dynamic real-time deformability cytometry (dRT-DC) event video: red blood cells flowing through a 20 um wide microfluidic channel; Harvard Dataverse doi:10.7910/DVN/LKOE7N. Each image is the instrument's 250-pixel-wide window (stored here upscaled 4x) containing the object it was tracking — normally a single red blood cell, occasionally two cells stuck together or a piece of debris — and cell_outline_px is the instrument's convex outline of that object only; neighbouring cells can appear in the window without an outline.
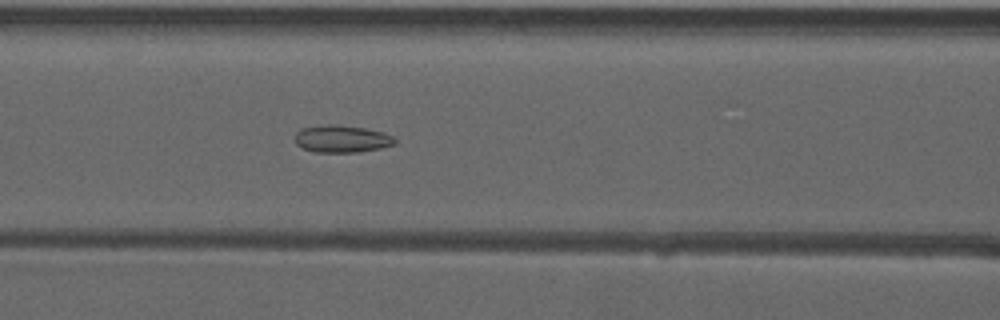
{"species": "common noctule bat (a hibernating species)", "species_latin": "Nyctalus noctula", "temperature_condition": "warm", "stored_images_in_passage": 41, "camera_frame_rate_fps": 3000, "um_per_image_px": 0.085, "animal": {"sex": "male", "forearm_length_mm": 52.5}, "frame": {"image": 1, "passage_image": 12, "time_ms": 3.667, "image_size_px": [1000, 320], "cell_outline_px": [[396, 144], [380, 148], [360, 152], [316, 152], [304, 148], [296, 144], [292, 140], [296, 132], [300, 128], [328, 124], [336, 124], [364, 128], [384, 132], [392, 136], [396, 140]], "centroid_in_image_um": [29.02, 11.8], "position_along_channel_um": 137.6, "area_um2": 16.07}}
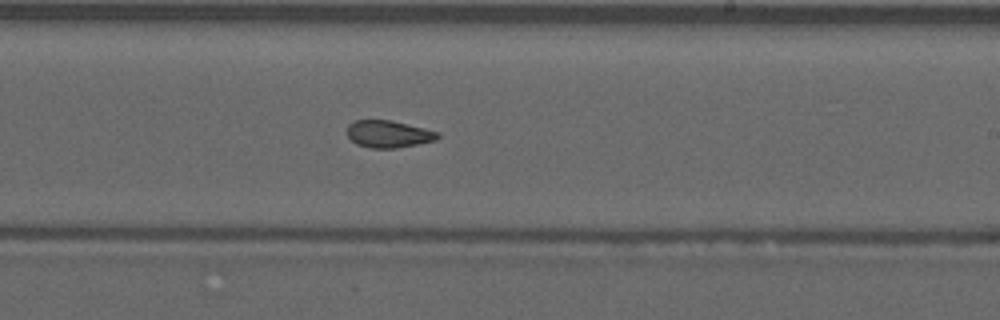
{"frame": {"image": 2, "passage_image": 21, "time_ms": 6.667, "image_size_px": [1000, 320], "cell_outline_px": [[440, 136], [436, 140], [396, 148], [372, 148], [356, 144], [348, 136], [348, 124], [356, 120], [392, 120], [440, 132]], "centroid_in_image_um": [33.04, 11.39], "position_along_channel_um": 256.0, "area_um2": 14.28}}
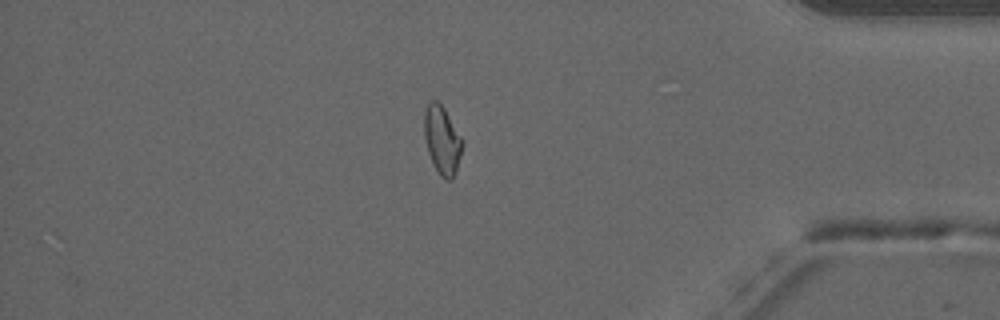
{"frame": {"image": 3, "passage_image": 34, "time_ms": 11.0, "image_size_px": [1000, 320], "cell_outline_px": [[464, 140], [460, 156], [452, 180], [444, 180], [440, 176], [428, 152], [424, 136], [424, 112], [428, 100], [436, 100], [444, 108]], "centroid_in_image_um": [37.57, 11.87], "position_along_channel_um": 397.6, "area_um2": 15.14}, "authors_computed_cell_mechanics": {"area_um2": 14.9702, "velocity_mm_per_s": 3.9659, "shape_relaxation_time_tau1_ms": null, "shape_relaxation_time_tau2_ms": 1.4849, "deformation_change_tau1": null, "deformation_change_tau2": 0.0791}}